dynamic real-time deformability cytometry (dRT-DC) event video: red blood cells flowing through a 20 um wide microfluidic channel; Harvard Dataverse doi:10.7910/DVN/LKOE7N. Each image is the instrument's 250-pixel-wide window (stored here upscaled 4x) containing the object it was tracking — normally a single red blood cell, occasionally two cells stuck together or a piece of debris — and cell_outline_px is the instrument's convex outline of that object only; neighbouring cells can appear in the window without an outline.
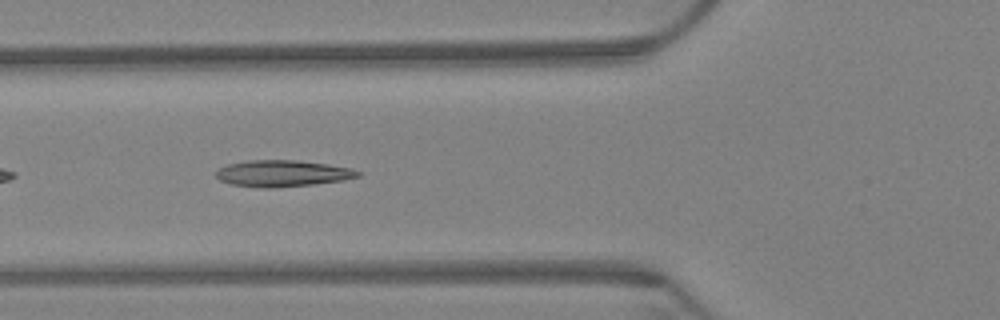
{"species": "Egyptian fruit bat (a non-hibernating species)", "species_latin": "Rousettus aegyptiacus", "temperature_condition": "warm", "stored_images_in_passage": 9, "camera_frame_rate_fps": 3000, "um_per_image_px": 0.085, "animal": {"sex": "female"}, "frame": {"image": 1, "passage_image": 6, "time_ms": 1.667, "image_size_px": [1000, 320], "cell_outline_px": [[360, 176], [344, 180], [312, 184], [276, 188], [264, 188], [232, 184], [220, 180], [216, 176], [216, 172], [220, 168], [228, 164], [248, 160], [296, 160], [328, 164], [352, 168], [360, 172]], "centroid_in_image_um": [24.03, 14.74], "position_along_channel_um": 101.8, "area_um2": 21.79}}